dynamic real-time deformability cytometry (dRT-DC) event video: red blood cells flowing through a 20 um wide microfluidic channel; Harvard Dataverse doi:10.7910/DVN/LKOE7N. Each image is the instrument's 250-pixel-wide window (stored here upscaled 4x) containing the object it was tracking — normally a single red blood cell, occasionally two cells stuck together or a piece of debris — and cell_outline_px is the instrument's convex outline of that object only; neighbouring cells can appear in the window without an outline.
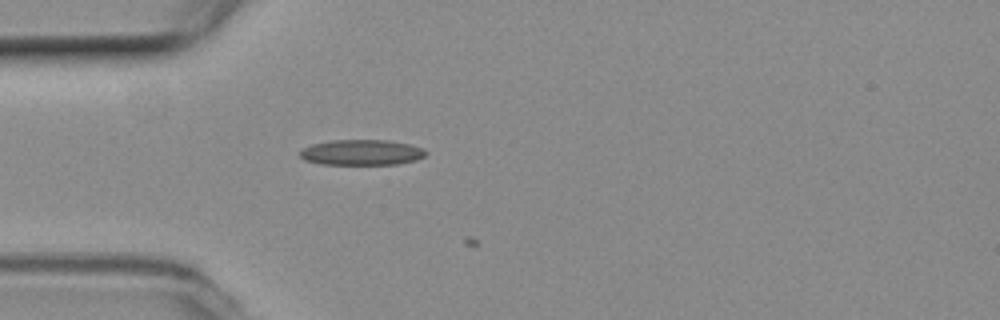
{"species": "common noctule bat (a hibernating species)", "species_latin": "Nyctalus noctula", "temperature_condition": "room temperature", "stored_images_in_passage": 6, "camera_frame_rate_fps": 3000, "um_per_image_px": 0.085, "animal": {"sex": "female", "body_mass_g": 19.3, "forearm_length_mm": 54.1}, "frame": {"image": 1, "passage_image": 5, "time_ms": 1.333, "image_size_px": [1000, 320], "cell_outline_px": [[428, 152], [424, 156], [412, 160], [396, 164], [320, 164], [304, 160], [300, 156], [300, 152], [304, 148], [312, 144], [332, 140], [388, 140], [408, 144], [420, 148]], "centroid_in_image_um": [30.69, 12.95], "position_along_channel_um": 54.3, "area_um2": 18.44}}